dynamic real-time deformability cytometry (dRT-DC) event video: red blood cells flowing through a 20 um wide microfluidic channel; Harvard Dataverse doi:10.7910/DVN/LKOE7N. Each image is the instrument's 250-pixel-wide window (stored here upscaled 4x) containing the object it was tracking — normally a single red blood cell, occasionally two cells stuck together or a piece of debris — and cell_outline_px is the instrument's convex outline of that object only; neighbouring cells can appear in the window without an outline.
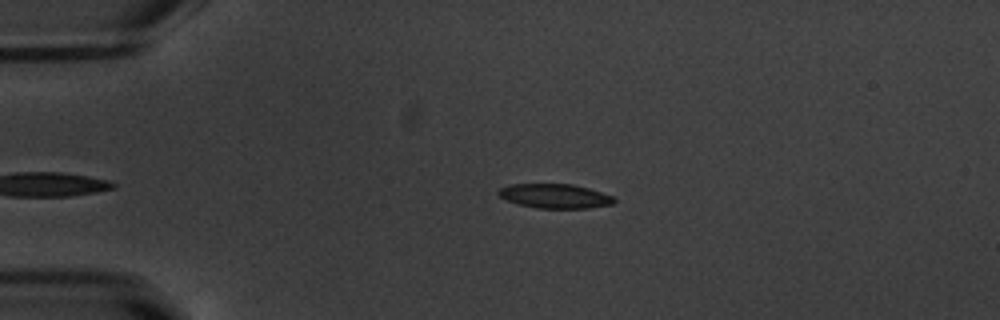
{"species": "common noctule bat (a hibernating species)", "species_latin": "Nyctalus noctula", "temperature_condition": "warm", "stored_images_in_passage": 39, "camera_frame_rate_fps": 3000, "um_per_image_px": 0.085, "animal": {"sex": "male", "body_mass_g": 20.1, "forearm_length_mm": 53.5}, "frame": {"image": 1, "passage_image": 3, "time_ms": 0.667, "image_size_px": [1000, 320], "cell_outline_px": [[616, 200], [612, 204], [588, 208], [536, 208], [516, 204], [500, 196], [496, 192], [500, 188], [508, 184], [572, 184], [588, 188], [612, 196]], "centroid_in_image_um": [47.13, 16.66], "position_along_channel_um": 37.9, "area_um2": 16.36}}
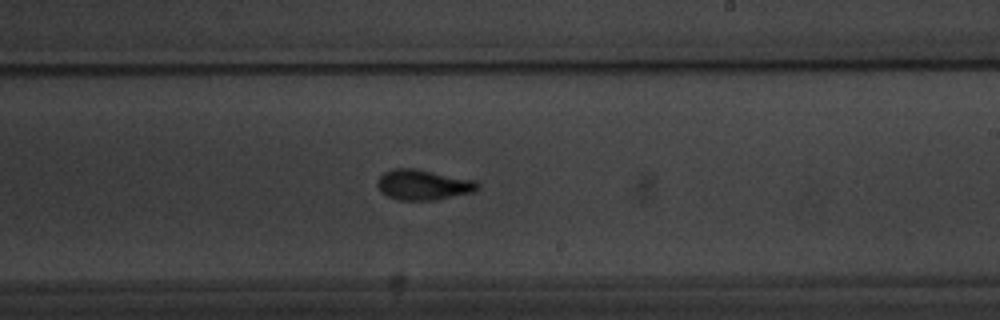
{"frame": {"image": 2, "passage_image": 23, "time_ms": 7.333, "image_size_px": [1000, 320], "cell_outline_px": [[480, 184], [472, 192], [436, 200], [400, 200], [388, 196], [380, 192], [376, 184], [376, 180], [384, 172], [392, 168], [416, 168], [476, 180]], "centroid_in_image_um": [35.93, 15.69], "position_along_channel_um": 253.1, "area_um2": 17.86}}
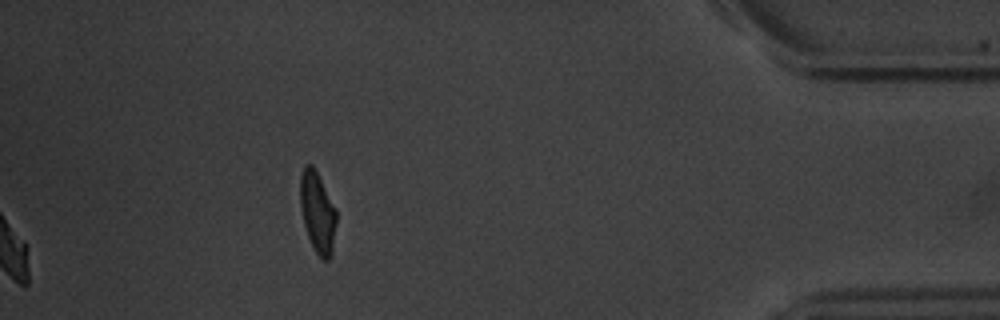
{"frame": {"image": 3, "passage_image": 39, "time_ms": 12.667, "image_size_px": [1000, 320], "cell_outline_px": [[336, 224], [332, 256], [328, 260], [324, 260], [316, 252], [308, 236], [304, 224], [300, 208], [300, 176], [304, 164], [312, 164], [336, 208]], "centroid_in_image_um": [26.99, 18.04], "position_along_channel_um": 408.2, "area_um2": 17.05}, "authors_computed_cell_mechanics": {"area_um2": 17.051, "velocity_mm_per_s": 3.7967, "shape_relaxation_time_tau1_ms": 2.6833, "shape_relaxation_time_tau2_ms": 1.6561, "deformation_change_tau1": 0.1607, "deformation_change_tau2": 0.0471}}